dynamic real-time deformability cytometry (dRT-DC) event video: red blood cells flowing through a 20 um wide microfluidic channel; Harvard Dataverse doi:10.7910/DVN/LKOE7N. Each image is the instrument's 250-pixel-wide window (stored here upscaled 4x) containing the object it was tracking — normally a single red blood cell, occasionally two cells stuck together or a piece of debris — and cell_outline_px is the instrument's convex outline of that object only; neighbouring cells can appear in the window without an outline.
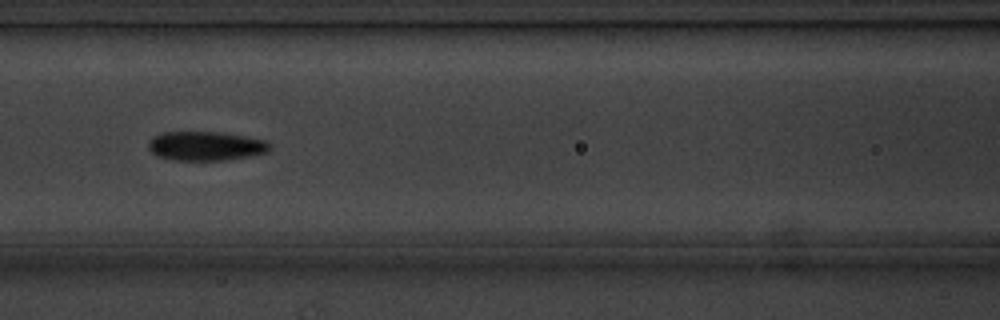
{"species": "common noctule bat (a hibernating species)", "species_latin": "Nyctalus noctula", "temperature_condition": "cold", "stored_images_in_passage": 8, "camera_frame_rate_fps": 3000, "um_per_image_px": 0.085, "animal": {"sex": "male", "body_mass_g": 20.1, "forearm_length_mm": 53.5}, "frame": {"image": 1, "passage_image": 7, "time_ms": 7.667, "image_size_px": [1000, 320], "cell_outline_px": [[268, 152], [248, 156], [224, 160], [172, 160], [156, 156], [148, 148], [148, 140], [152, 136], [164, 132], [216, 132], [244, 136], [264, 140], [268, 144]], "centroid_in_image_um": [17.4, 12.41], "position_along_channel_um": 149.2, "area_um2": 20.46}}